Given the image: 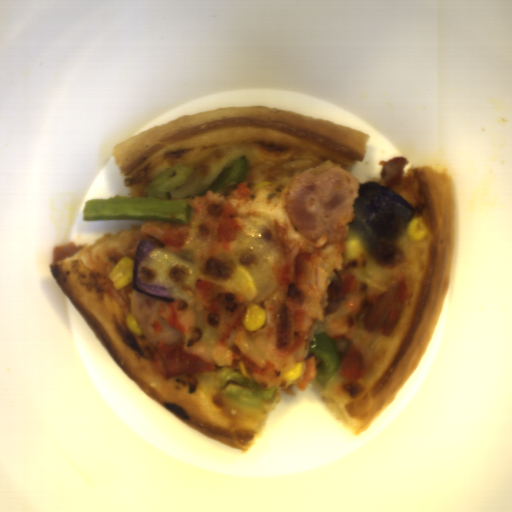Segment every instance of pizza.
<instances>
[{
	"instance_id": "obj_1",
	"label": "pizza",
	"mask_w": 512,
	"mask_h": 512,
	"mask_svg": "<svg viewBox=\"0 0 512 512\" xmlns=\"http://www.w3.org/2000/svg\"><path fill=\"white\" fill-rule=\"evenodd\" d=\"M370 135L301 113L264 105L221 107L148 128L115 144L114 158L130 196H148L154 178L178 163L194 168L170 191L185 198L210 185L241 155L246 177L222 192L185 199L188 223L144 220L103 233L91 244L53 246L50 273L105 350L152 401L214 439L247 452L263 433L281 395L313 384L330 413L360 436L394 401L415 373L445 306L454 265L457 227L455 184L448 166L410 165L398 155L380 160L376 181L400 193L422 217L429 236L397 238L396 259L381 267L364 252L346 258V240L318 242L297 232L283 209L287 184L300 172L341 167L351 174L362 163ZM368 181V182H369ZM158 240L141 264V279L174 286V302L140 294L131 284L115 290L109 274L124 257L133 260L140 239ZM237 265L253 276L259 295L244 300L225 287ZM409 282L395 331L363 330L368 297L401 277ZM266 310L258 331H246L247 305ZM135 315L142 335L125 324ZM345 335L361 350L367 371L359 380L337 373L326 388L308 356L316 331ZM184 342L217 365L213 373L166 381L154 373L156 343ZM305 372L286 386L283 374L299 361ZM263 387L277 386L270 405L252 408L226 396L227 373Z\"/></svg>"
}]
</instances>
